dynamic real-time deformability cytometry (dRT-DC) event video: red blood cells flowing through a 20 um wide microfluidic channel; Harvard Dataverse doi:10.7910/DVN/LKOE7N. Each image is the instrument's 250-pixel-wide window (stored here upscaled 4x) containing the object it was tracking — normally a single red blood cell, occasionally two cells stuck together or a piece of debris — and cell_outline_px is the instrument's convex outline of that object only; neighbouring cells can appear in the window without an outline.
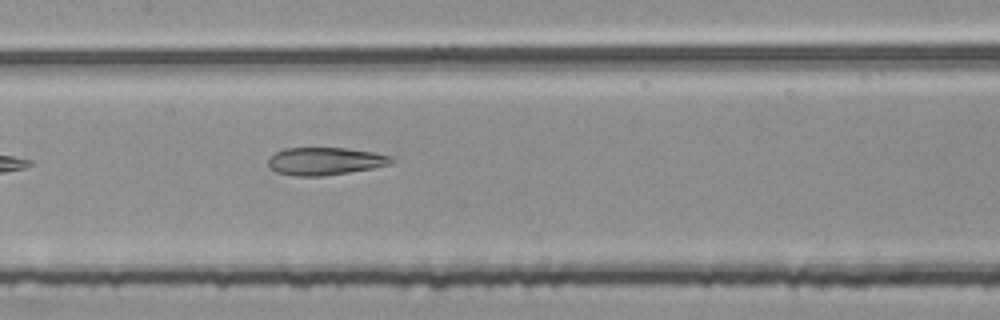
{"species": "common noctule bat (a hibernating species)", "species_latin": "Nyctalus noctula", "temperature_condition": "room temperature", "stored_images_in_passage": 9, "camera_frame_rate_fps": 3000, "um_per_image_px": 0.085, "animal": {"sex": "female", "body_mass_g": 25.1}, "frame": {"image": 1, "passage_image": 9, "time_ms": 2.667, "image_size_px": [1000, 320], "cell_outline_px": [[396, 160], [392, 164], [372, 168], [324, 176], [296, 176], [276, 172], [268, 168], [268, 160], [276, 152], [284, 148], [344, 148], [372, 152], [392, 156]], "centroid_in_image_um": [27.63, 13.7], "position_along_channel_um": 179.8, "area_um2": 19.88}}